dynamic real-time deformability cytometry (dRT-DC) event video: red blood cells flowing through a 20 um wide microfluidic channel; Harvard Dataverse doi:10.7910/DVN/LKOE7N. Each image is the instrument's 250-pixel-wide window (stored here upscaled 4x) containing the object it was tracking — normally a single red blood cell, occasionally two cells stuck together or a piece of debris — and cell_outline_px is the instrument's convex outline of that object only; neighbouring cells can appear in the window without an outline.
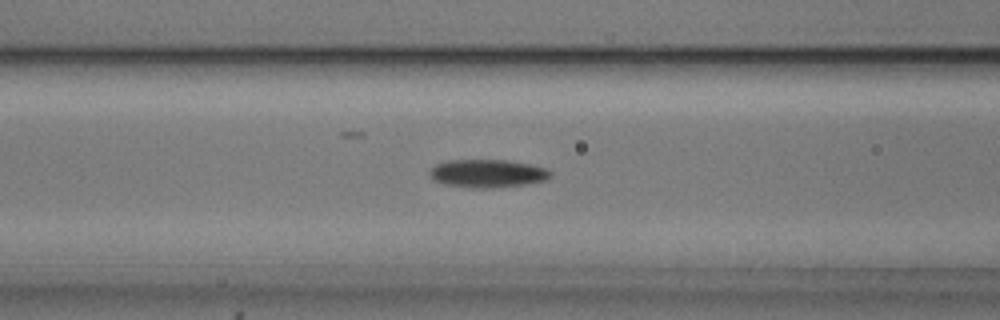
{"species": "common noctule bat (a hibernating species)", "species_latin": "Nyctalus noctula", "temperature_condition": "cold", "stored_images_in_passage": 48, "camera_frame_rate_fps": 3000, "um_per_image_px": 0.085, "animal": {"sex": "male", "body_mass_g": 20.5, "forearm_length_mm": 52.5}, "frame": {"image": 1, "passage_image": 15, "time_ms": 4.667, "image_size_px": [1000, 320], "cell_outline_px": [[552, 176], [548, 180], [528, 184], [492, 188], [472, 188], [444, 184], [432, 180], [428, 172], [436, 164], [448, 160], [508, 160], [532, 164], [548, 168], [552, 172]], "centroid_in_image_um": [41.49, 14.74], "position_along_channel_um": 125.1, "area_um2": 20.17}}
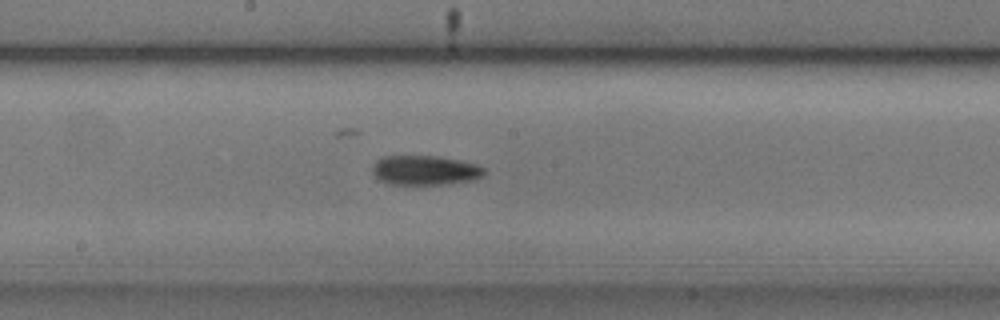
{"frame": {"image": 2, "passage_image": 22, "time_ms": 7.0, "image_size_px": [1000, 320], "cell_outline_px": [[484, 176], [476, 180], [448, 184], [388, 184], [380, 180], [372, 172], [372, 168], [376, 160], [384, 156], [436, 156], [460, 160], [476, 164], [484, 168]], "centroid_in_image_um": [36.15, 14.48], "position_along_channel_um": 212.1, "area_um2": 19.36}}
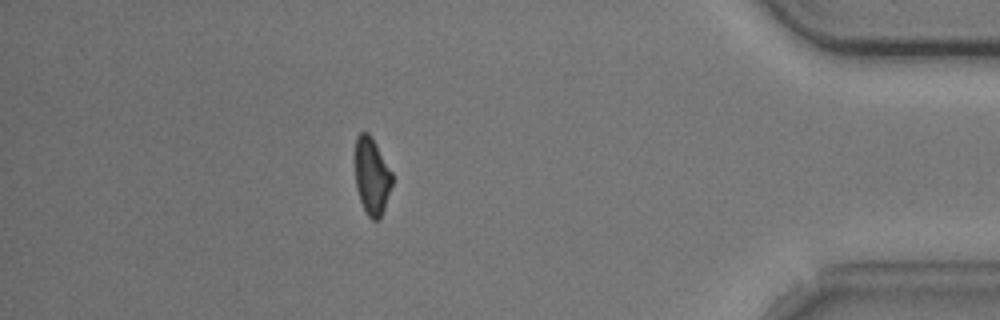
{"frame": {"image": 3, "passage_image": 41, "time_ms": 13.333, "image_size_px": [1000, 320], "cell_outline_px": [[392, 184], [380, 220], [372, 220], [368, 216], [360, 200], [356, 188], [356, 136], [360, 132], [368, 132], [372, 136], [392, 172]], "centroid_in_image_um": [31.61, 14.96], "position_along_channel_um": 403.6, "area_um2": 16.53}, "authors_computed_cell_mechanics": {"area_um2": 18.8428, "velocity_mm_per_s": 3.7154, "shape_relaxation_time_tau1_ms": 4.9043, "shape_relaxation_time_tau2_ms": null, "deformation_change_tau1": 0.1215, "deformation_change_tau2": null}}